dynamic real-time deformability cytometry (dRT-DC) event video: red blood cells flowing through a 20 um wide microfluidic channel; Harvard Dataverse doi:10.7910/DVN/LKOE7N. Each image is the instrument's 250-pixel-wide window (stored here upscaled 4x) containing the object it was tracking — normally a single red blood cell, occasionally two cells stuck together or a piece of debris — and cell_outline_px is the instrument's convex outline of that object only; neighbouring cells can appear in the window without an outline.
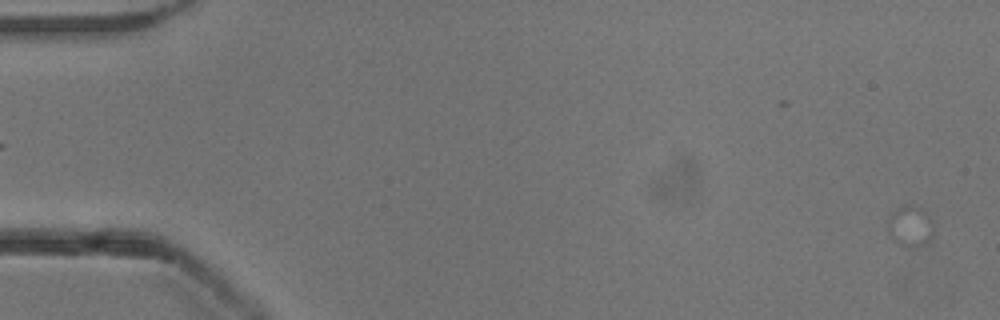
{"species": "common noctule bat (a hibernating species)", "species_latin": "Nyctalus noctula", "temperature_condition": "cold", "stored_images_in_passage": 4, "camera_frame_rate_fps": 3000, "um_per_image_px": 0.085, "animal": {"sex": "male", "body_mass_g": 13.3}, "frame": {"image": 1, "passage_image": 2, "time_ms": 0.333, "image_size_px": [1000, 320], "cell_outline_px": [[932, 236], [924, 244], [916, 248], [908, 248], [892, 240], [888, 228], [888, 216], [896, 208], [904, 204], [908, 204], [920, 208], [932, 220]], "centroid_in_image_um": [77.34, 19.23], "position_along_channel_um": 7.7, "area_um2": 10.92}}